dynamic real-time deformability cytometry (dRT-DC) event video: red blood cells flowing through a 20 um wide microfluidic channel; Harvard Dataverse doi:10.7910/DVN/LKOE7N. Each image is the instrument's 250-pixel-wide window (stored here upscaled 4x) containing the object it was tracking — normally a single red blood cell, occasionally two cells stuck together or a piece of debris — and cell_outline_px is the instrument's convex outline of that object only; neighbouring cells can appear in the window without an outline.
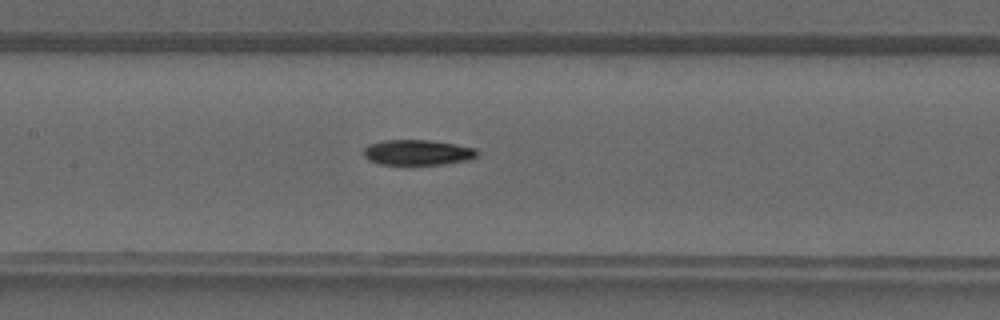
{"species": "common noctule bat (a hibernating species)", "species_latin": "Nyctalus noctula", "temperature_condition": "warm", "stored_images_in_passage": 12, "camera_frame_rate_fps": 3000, "um_per_image_px": 0.085, "animal": {"sex": "male", "forearm_length_mm": 52.5}, "frame": {"image": 1, "passage_image": 7, "time_ms": 2.0, "image_size_px": [1000, 320], "cell_outline_px": [[480, 152], [472, 160], [444, 164], [380, 164], [368, 160], [364, 156], [364, 148], [368, 144], [384, 140], [428, 140], [476, 148]], "centroid_in_image_um": [35.51, 12.96], "position_along_channel_um": 171.9, "area_um2": 16.82}}
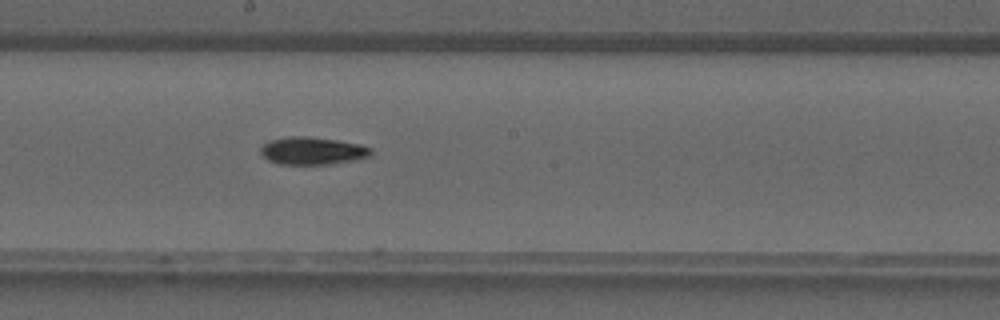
{"frame": {"image": 2, "passage_image": 10, "time_ms": 3.0, "image_size_px": [1000, 320], "cell_outline_px": [[372, 152], [368, 156], [356, 160], [332, 164], [276, 164], [268, 160], [260, 152], [260, 148], [264, 144], [272, 140], [288, 136], [308, 136], [336, 140], [360, 144], [372, 148]], "centroid_in_image_um": [26.56, 12.82], "position_along_channel_um": 221.6, "area_um2": 17.74}}